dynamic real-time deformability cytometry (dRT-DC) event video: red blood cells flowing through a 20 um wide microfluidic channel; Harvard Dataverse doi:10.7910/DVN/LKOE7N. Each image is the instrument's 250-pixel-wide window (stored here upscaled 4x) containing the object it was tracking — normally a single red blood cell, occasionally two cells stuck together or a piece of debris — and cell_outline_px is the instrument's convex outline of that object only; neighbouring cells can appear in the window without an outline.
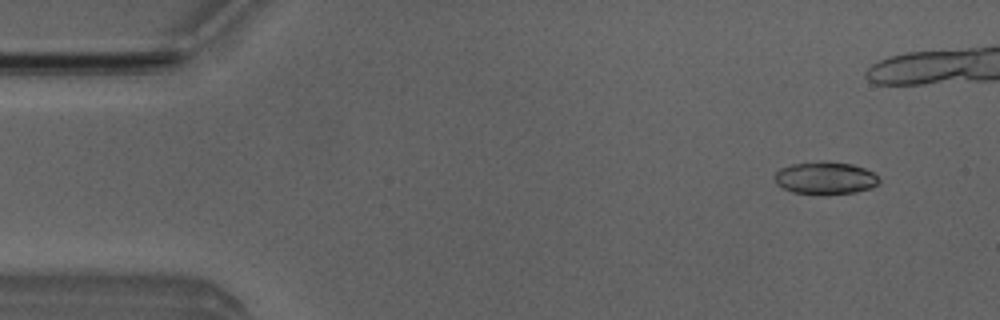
{"species": "Egyptian fruit bat (a non-hibernating species)", "species_latin": "Rousettus aegyptiacus", "temperature_condition": "room temperature", "stored_images_in_passage": 7, "camera_frame_rate_fps": 3000, "um_per_image_px": 0.085, "animal": {"sex": "male"}, "frame": {"image": 1, "passage_image": 1, "time_ms": 0.0, "image_size_px": [1000, 320], "cell_outline_px": [[880, 184], [872, 188], [856, 192], [792, 192], [776, 184], [776, 172], [780, 168], [792, 164], [824, 160], [852, 164], [864, 168], [872, 172], [880, 180]], "centroid_in_image_um": [70.18, 15.09], "position_along_channel_um": 14.8, "area_um2": 19.31}}